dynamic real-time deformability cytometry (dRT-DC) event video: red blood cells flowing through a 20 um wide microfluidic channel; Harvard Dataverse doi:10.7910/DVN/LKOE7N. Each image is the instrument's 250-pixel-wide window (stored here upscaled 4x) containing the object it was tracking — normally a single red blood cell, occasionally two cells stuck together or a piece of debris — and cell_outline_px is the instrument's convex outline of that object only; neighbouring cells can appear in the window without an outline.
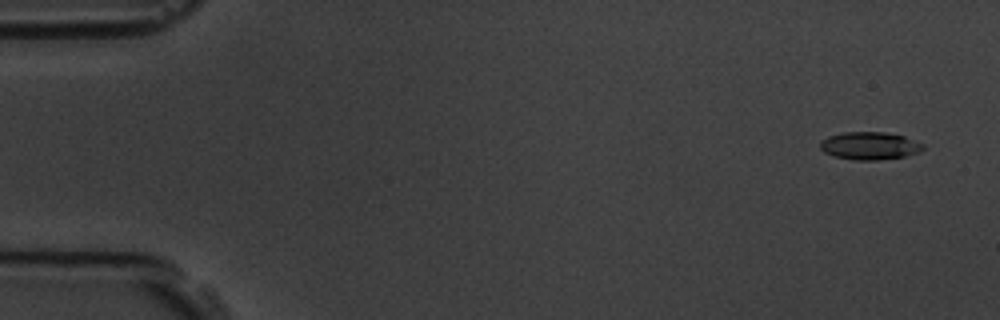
{"species": "common noctule bat (a hibernating species)", "species_latin": "Nyctalus noctula", "temperature_condition": "room temperature", "stored_images_in_passage": 6, "camera_frame_rate_fps": 3000, "um_per_image_px": 0.085, "animal": {"sex": "male", "body_mass_g": 19.5, "forearm_length_mm": 54.6}, "frame": {"image": 1, "passage_image": 1, "time_ms": 0.0, "image_size_px": [1000, 320], "cell_outline_px": [[924, 148], [920, 152], [904, 156], [876, 160], [852, 160], [836, 156], [824, 152], [820, 148], [820, 140], [828, 136], [844, 132], [884, 132], [904, 136], [924, 144]], "centroid_in_image_um": [73.91, 12.38], "position_along_channel_um": 11.1, "area_um2": 16.59}}
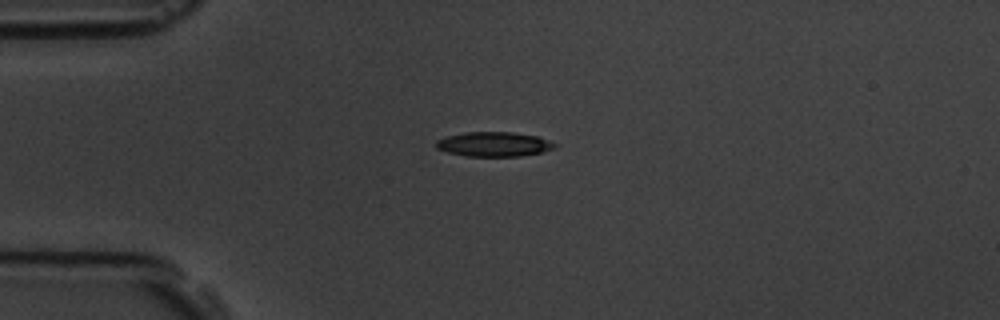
{"frame": {"image": 2, "passage_image": 4, "time_ms": 3.667, "image_size_px": [1000, 320], "cell_outline_px": [[556, 148], [540, 152], [520, 156], [468, 156], [448, 152], [436, 148], [436, 140], [448, 136], [464, 132], [512, 132], [540, 136], [556, 144]], "centroid_in_image_um": [42.0, 12.25], "position_along_channel_um": 43.0, "area_um2": 16.94}}
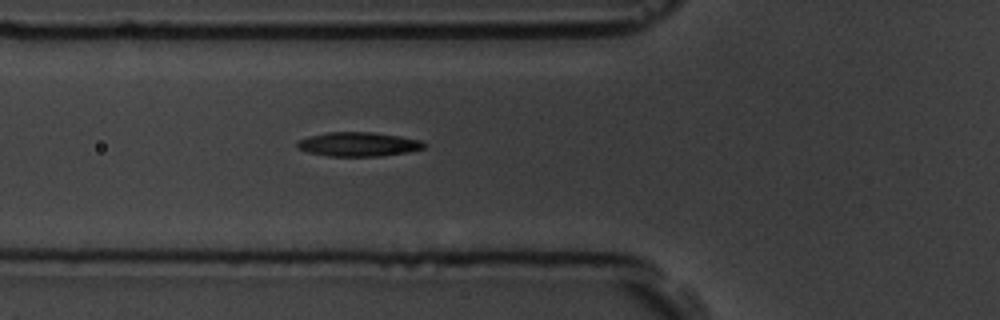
{"frame": {"image": 3, "passage_image": 6, "time_ms": 5.667, "image_size_px": [1000, 320], "cell_outline_px": [[428, 144], [424, 148], [408, 152], [380, 156], [328, 156], [308, 152], [300, 148], [296, 144], [300, 140], [308, 136], [328, 132], [372, 132], [400, 136], [420, 140]], "centroid_in_image_um": [30.5, 12.26], "position_along_channel_um": 95.3, "area_um2": 17.8}}